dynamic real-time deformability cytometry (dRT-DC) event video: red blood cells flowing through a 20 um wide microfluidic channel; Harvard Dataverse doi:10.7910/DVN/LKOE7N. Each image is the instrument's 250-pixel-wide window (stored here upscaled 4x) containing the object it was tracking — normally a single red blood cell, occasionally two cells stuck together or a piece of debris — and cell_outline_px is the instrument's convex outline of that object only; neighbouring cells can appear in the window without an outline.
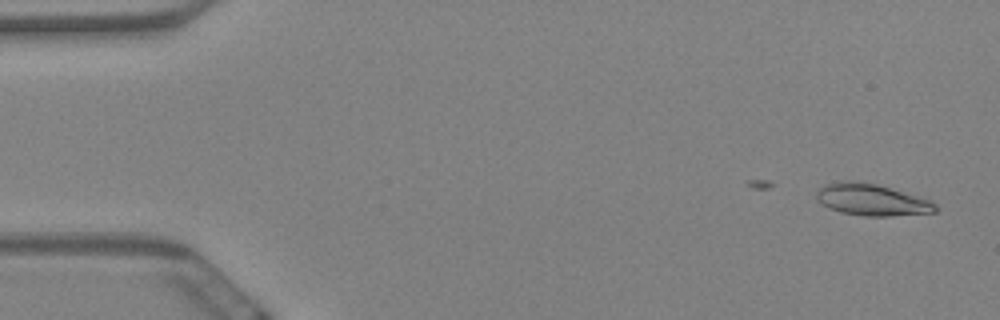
{"species": "Egyptian fruit bat (a non-hibernating species)", "species_latin": "Rousettus aegyptiacus", "temperature_condition": "warm", "stored_images_in_passage": 35, "camera_frame_rate_fps": 3000, "um_per_image_px": 0.085, "animal": {"sex": "female"}, "frame": {"image": 1, "passage_image": 2, "time_ms": 0.333, "image_size_px": [1000, 320], "cell_outline_px": [[940, 208], [936, 212], [892, 216], [864, 216], [840, 212], [828, 208], [820, 204], [816, 200], [816, 192], [820, 188], [828, 184], [840, 180], [848, 180], [876, 184], [932, 200]], "centroid_in_image_um": [74.1, 16.99], "position_along_channel_um": 10.9, "area_um2": 22.14}}
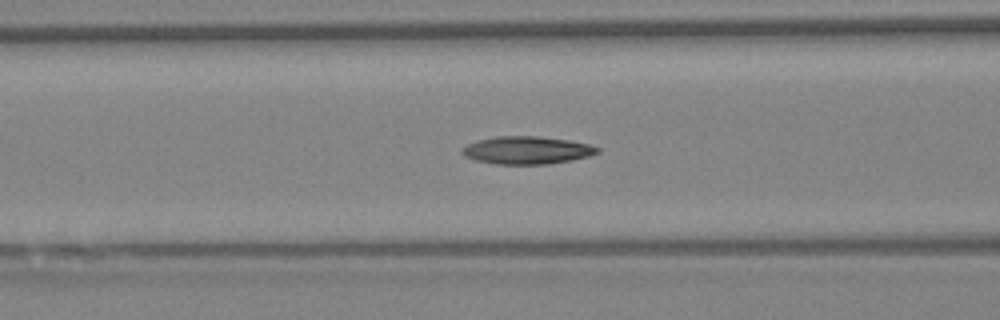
{"frame": {"image": 2, "passage_image": 23, "time_ms": 7.333, "image_size_px": [1000, 320], "cell_outline_px": [[600, 152], [588, 156], [572, 160], [548, 164], [496, 164], [476, 160], [464, 156], [460, 152], [468, 144], [476, 140], [496, 136], [536, 136], [568, 140], [588, 144], [600, 148]], "centroid_in_image_um": [44.78, 12.77], "position_along_channel_um": 121.8, "area_um2": 21.79}}
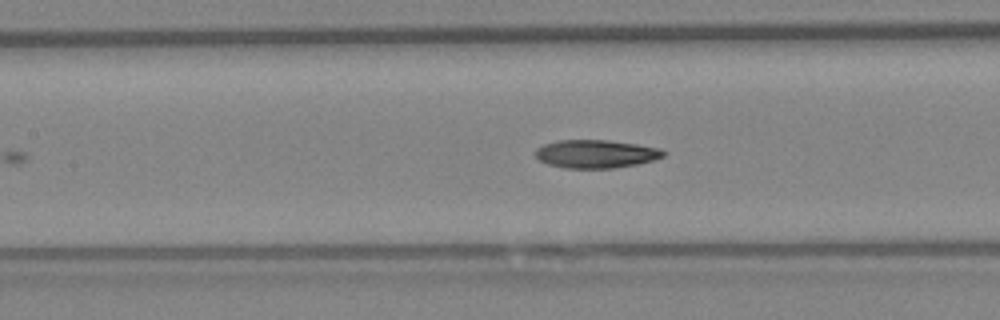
{"frame": {"image": 3, "passage_image": 26, "time_ms": 8.333, "image_size_px": [1000, 320], "cell_outline_px": [[664, 156], [652, 160], [636, 164], [612, 168], [564, 168], [548, 164], [540, 160], [536, 156], [536, 148], [544, 144], [556, 140], [608, 140], [636, 144], [660, 148], [664, 152]], "centroid_in_image_um": [50.62, 13.07], "position_along_channel_um": 156.8, "area_um2": 20.87}}